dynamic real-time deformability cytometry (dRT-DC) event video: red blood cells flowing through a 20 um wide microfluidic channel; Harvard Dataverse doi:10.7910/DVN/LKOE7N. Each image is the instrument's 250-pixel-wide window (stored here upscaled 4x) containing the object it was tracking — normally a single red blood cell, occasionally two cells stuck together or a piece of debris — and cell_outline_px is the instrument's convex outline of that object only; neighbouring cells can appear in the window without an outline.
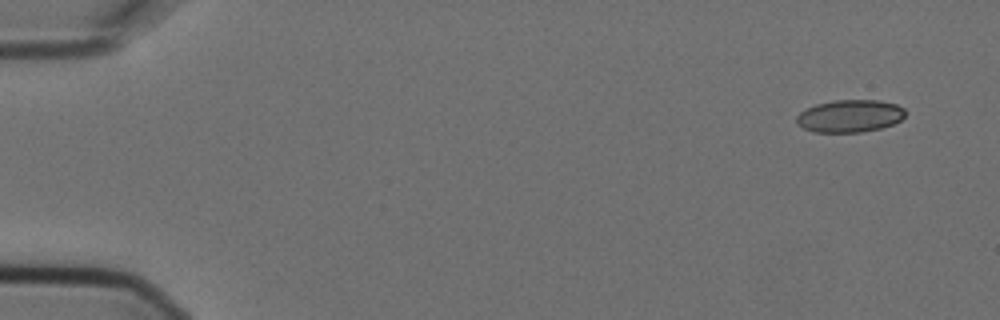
{"species": "Egyptian fruit bat (a non-hibernating species)", "species_latin": "Rousettus aegyptiacus", "temperature_condition": "cold", "stored_images_in_passage": 5, "camera_frame_rate_fps": 3000, "um_per_image_px": 0.085, "animal": {"sex": "female"}, "frame": {"image": 1, "passage_image": 1, "time_ms": 0.0, "image_size_px": [1000, 320], "cell_outline_px": [[904, 116], [900, 120], [892, 124], [880, 128], [860, 132], [812, 132], [796, 124], [796, 116], [800, 112], [816, 104], [836, 100], [880, 100], [896, 104], [904, 108]], "centroid_in_image_um": [72.21, 9.86], "position_along_channel_um": 12.8, "area_um2": 20.52}}
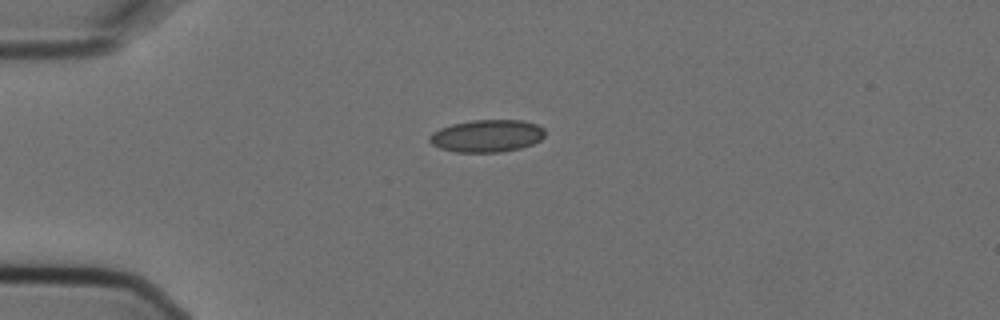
{"frame": {"image": 2, "passage_image": 4, "time_ms": 1.0, "image_size_px": [1000, 320], "cell_outline_px": [[544, 136], [540, 140], [532, 144], [520, 148], [500, 152], [456, 152], [440, 148], [432, 144], [428, 140], [428, 136], [432, 132], [440, 128], [452, 124], [472, 120], [524, 120], [536, 124], [544, 128]], "centroid_in_image_um": [41.37, 11.54], "position_along_channel_um": 43.6, "area_um2": 21.85}}